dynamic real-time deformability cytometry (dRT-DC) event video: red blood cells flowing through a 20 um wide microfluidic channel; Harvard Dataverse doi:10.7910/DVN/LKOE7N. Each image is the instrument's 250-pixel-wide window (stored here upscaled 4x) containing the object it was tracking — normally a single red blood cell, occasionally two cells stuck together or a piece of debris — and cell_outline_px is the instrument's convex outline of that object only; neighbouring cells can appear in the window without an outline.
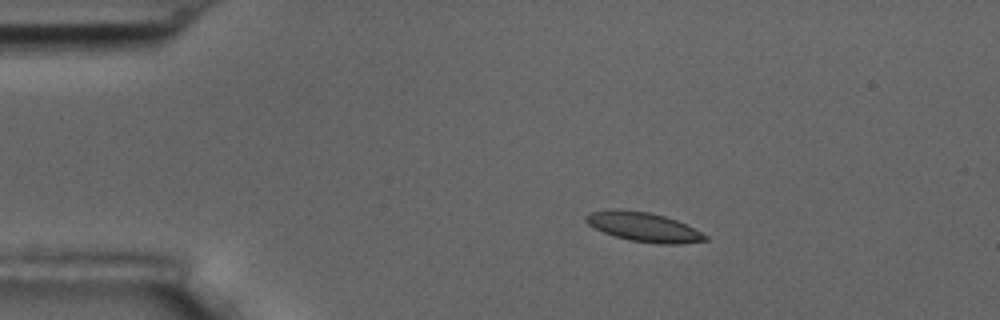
{"species": "common noctule bat (a hibernating species)", "species_latin": "Nyctalus noctula", "temperature_condition": "room temperature", "stored_images_in_passage": 6, "camera_frame_rate_fps": 3000, "um_per_image_px": 0.085, "animal": {"sex": "male", "body_mass_g": 17.5, "forearm_length_mm": 52.3}, "frame": {"image": 1, "passage_image": 3, "time_ms": 2.333, "image_size_px": [1000, 320], "cell_outline_px": [[708, 240], [680, 244], [660, 244], [628, 240], [604, 232], [588, 224], [584, 220], [584, 216], [592, 212], [612, 208], [648, 212], [664, 216], [676, 220], [708, 236]], "centroid_in_image_um": [54.68, 19.29], "position_along_channel_um": 30.3, "area_um2": 20.17}}
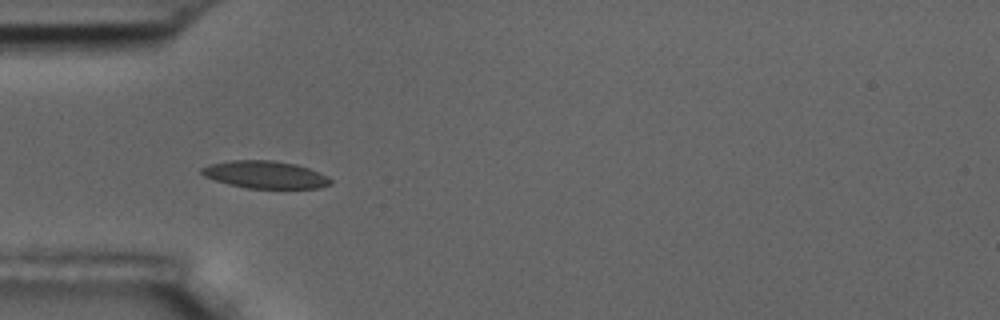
{"frame": {"image": 2, "passage_image": 5, "time_ms": 4.667, "image_size_px": [1000, 320], "cell_outline_px": [[332, 184], [320, 188], [248, 188], [228, 184], [204, 176], [200, 172], [200, 168], [212, 164], [228, 160], [272, 160], [296, 164], [308, 168], [328, 176], [332, 180]], "centroid_in_image_um": [22.56, 14.84], "position_along_channel_um": 62.4, "area_um2": 20.58}}